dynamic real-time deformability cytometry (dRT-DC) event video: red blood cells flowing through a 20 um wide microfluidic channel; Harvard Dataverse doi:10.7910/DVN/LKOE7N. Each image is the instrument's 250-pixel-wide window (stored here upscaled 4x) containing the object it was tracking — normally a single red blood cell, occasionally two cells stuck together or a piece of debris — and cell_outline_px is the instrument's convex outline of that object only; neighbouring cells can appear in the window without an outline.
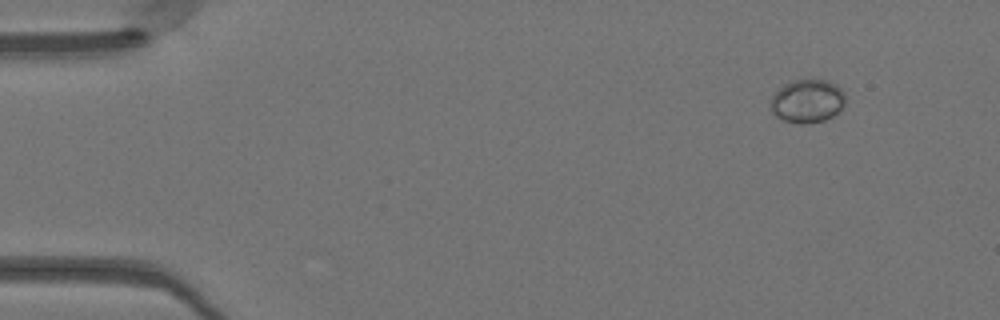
{"species": "Egyptian fruit bat (a non-hibernating species)", "species_latin": "Rousettus aegyptiacus", "temperature_condition": "warm", "stored_images_in_passage": 45, "camera_frame_rate_fps": 3000, "um_per_image_px": 0.085, "animal": {"sex": "female"}, "frame": {"image": 1, "passage_image": 1, "time_ms": 0.0, "image_size_px": [1000, 320], "cell_outline_px": [[844, 108], [832, 116], [824, 120], [804, 124], [800, 124], [780, 120], [772, 112], [768, 104], [772, 96], [784, 84], [792, 80], [828, 80], [836, 84], [844, 92]], "centroid_in_image_um": [68.6, 8.6], "position_along_channel_um": 16.4, "area_um2": 19.13}}
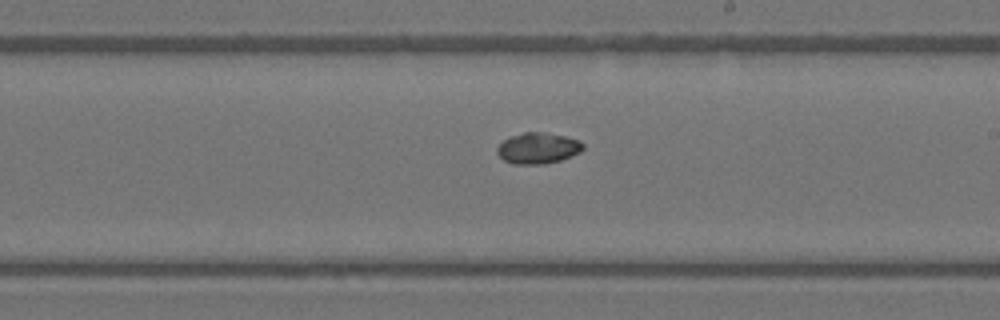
{"frame": {"image": 2, "passage_image": 25, "time_ms": 8.0, "image_size_px": [1000, 320], "cell_outline_px": [[584, 148], [580, 152], [572, 156], [560, 160], [544, 164], [512, 164], [504, 160], [496, 152], [496, 148], [508, 136], [524, 132], [544, 132], [564, 136], [580, 140], [584, 144]], "centroid_in_image_um": [45.72, 12.59], "position_along_channel_um": 243.3, "area_um2": 15.66}}
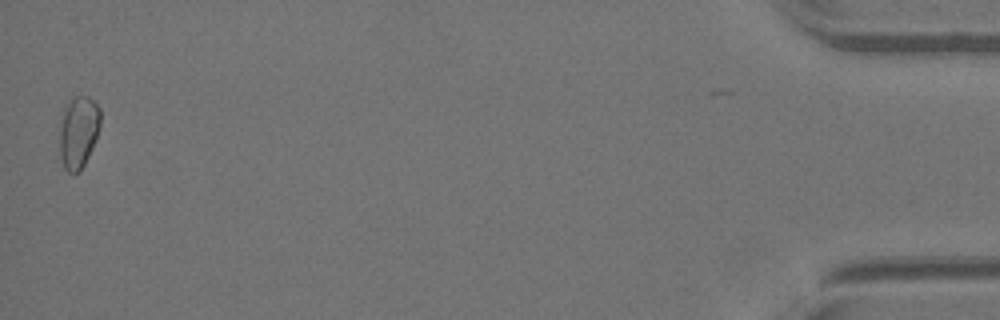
{"frame": {"image": 3, "passage_image": 45, "time_ms": 14.667, "image_size_px": [1000, 320], "cell_outline_px": [[100, 124], [96, 140], [80, 172], [72, 176], [64, 168], [60, 156], [60, 128], [64, 104], [72, 96], [88, 96], [100, 108]], "centroid_in_image_um": [6.65, 11.22], "position_along_channel_um": 428.5, "area_um2": 17.46}, "authors_computed_cell_mechanics": {"area_um2": 15.8372, "velocity_mm_per_s": 4.1521, "shape_relaxation_time_tau1_ms": null, "shape_relaxation_time_tau2_ms": 2.6259, "deformation_change_tau1": null, "deformation_change_tau2": 0.026}}